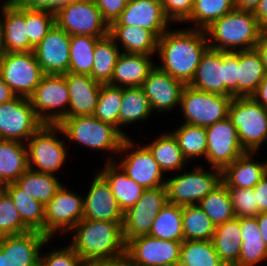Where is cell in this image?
Returning <instances> with one entry per match:
<instances>
[{
  "label": "cell",
  "mask_w": 267,
  "mask_h": 266,
  "mask_svg": "<svg viewBox=\"0 0 267 266\" xmlns=\"http://www.w3.org/2000/svg\"><path fill=\"white\" fill-rule=\"evenodd\" d=\"M256 219H257L259 231L261 233V237L263 238V240L267 246V212L259 213L256 216Z\"/></svg>",
  "instance_id": "cell-61"
},
{
  "label": "cell",
  "mask_w": 267,
  "mask_h": 266,
  "mask_svg": "<svg viewBox=\"0 0 267 266\" xmlns=\"http://www.w3.org/2000/svg\"><path fill=\"white\" fill-rule=\"evenodd\" d=\"M28 168L26 143L0 140V186L15 182Z\"/></svg>",
  "instance_id": "cell-32"
},
{
  "label": "cell",
  "mask_w": 267,
  "mask_h": 266,
  "mask_svg": "<svg viewBox=\"0 0 267 266\" xmlns=\"http://www.w3.org/2000/svg\"><path fill=\"white\" fill-rule=\"evenodd\" d=\"M152 56L154 55L121 51L108 84L119 87H141L156 65Z\"/></svg>",
  "instance_id": "cell-26"
},
{
  "label": "cell",
  "mask_w": 267,
  "mask_h": 266,
  "mask_svg": "<svg viewBox=\"0 0 267 266\" xmlns=\"http://www.w3.org/2000/svg\"><path fill=\"white\" fill-rule=\"evenodd\" d=\"M197 165L189 172L165 177V188L169 203L181 207L198 204L208 193L222 182V170L211 167V171ZM205 168V169H204ZM206 170V171H205Z\"/></svg>",
  "instance_id": "cell-7"
},
{
  "label": "cell",
  "mask_w": 267,
  "mask_h": 266,
  "mask_svg": "<svg viewBox=\"0 0 267 266\" xmlns=\"http://www.w3.org/2000/svg\"><path fill=\"white\" fill-rule=\"evenodd\" d=\"M120 53V48L109 34L100 38L94 48V64L90 76L101 84H108Z\"/></svg>",
  "instance_id": "cell-38"
},
{
  "label": "cell",
  "mask_w": 267,
  "mask_h": 266,
  "mask_svg": "<svg viewBox=\"0 0 267 266\" xmlns=\"http://www.w3.org/2000/svg\"><path fill=\"white\" fill-rule=\"evenodd\" d=\"M3 252L0 250V266H3Z\"/></svg>",
  "instance_id": "cell-63"
},
{
  "label": "cell",
  "mask_w": 267,
  "mask_h": 266,
  "mask_svg": "<svg viewBox=\"0 0 267 266\" xmlns=\"http://www.w3.org/2000/svg\"><path fill=\"white\" fill-rule=\"evenodd\" d=\"M235 217H256L260 213L253 188H228Z\"/></svg>",
  "instance_id": "cell-49"
},
{
  "label": "cell",
  "mask_w": 267,
  "mask_h": 266,
  "mask_svg": "<svg viewBox=\"0 0 267 266\" xmlns=\"http://www.w3.org/2000/svg\"><path fill=\"white\" fill-rule=\"evenodd\" d=\"M234 9V0H194L191 15L184 24L191 23L192 29L205 30L215 20Z\"/></svg>",
  "instance_id": "cell-44"
},
{
  "label": "cell",
  "mask_w": 267,
  "mask_h": 266,
  "mask_svg": "<svg viewBox=\"0 0 267 266\" xmlns=\"http://www.w3.org/2000/svg\"><path fill=\"white\" fill-rule=\"evenodd\" d=\"M123 87L102 84L94 116L119 130V113Z\"/></svg>",
  "instance_id": "cell-46"
},
{
  "label": "cell",
  "mask_w": 267,
  "mask_h": 266,
  "mask_svg": "<svg viewBox=\"0 0 267 266\" xmlns=\"http://www.w3.org/2000/svg\"><path fill=\"white\" fill-rule=\"evenodd\" d=\"M263 32H267V0H260L253 12Z\"/></svg>",
  "instance_id": "cell-56"
},
{
  "label": "cell",
  "mask_w": 267,
  "mask_h": 266,
  "mask_svg": "<svg viewBox=\"0 0 267 266\" xmlns=\"http://www.w3.org/2000/svg\"><path fill=\"white\" fill-rule=\"evenodd\" d=\"M0 29L3 52H32L34 47L27 36L25 7L17 2H4L0 6Z\"/></svg>",
  "instance_id": "cell-23"
},
{
  "label": "cell",
  "mask_w": 267,
  "mask_h": 266,
  "mask_svg": "<svg viewBox=\"0 0 267 266\" xmlns=\"http://www.w3.org/2000/svg\"><path fill=\"white\" fill-rule=\"evenodd\" d=\"M51 241L38 231L0 237L3 266H39L40 252Z\"/></svg>",
  "instance_id": "cell-18"
},
{
  "label": "cell",
  "mask_w": 267,
  "mask_h": 266,
  "mask_svg": "<svg viewBox=\"0 0 267 266\" xmlns=\"http://www.w3.org/2000/svg\"><path fill=\"white\" fill-rule=\"evenodd\" d=\"M0 74L16 96L29 98L45 75L34 52H3Z\"/></svg>",
  "instance_id": "cell-12"
},
{
  "label": "cell",
  "mask_w": 267,
  "mask_h": 266,
  "mask_svg": "<svg viewBox=\"0 0 267 266\" xmlns=\"http://www.w3.org/2000/svg\"><path fill=\"white\" fill-rule=\"evenodd\" d=\"M172 24L160 0H128L125 9L110 26H137L160 38Z\"/></svg>",
  "instance_id": "cell-20"
},
{
  "label": "cell",
  "mask_w": 267,
  "mask_h": 266,
  "mask_svg": "<svg viewBox=\"0 0 267 266\" xmlns=\"http://www.w3.org/2000/svg\"><path fill=\"white\" fill-rule=\"evenodd\" d=\"M185 87L182 81L159 69L156 65L149 72L141 88L149 99L152 111L166 113L180 106Z\"/></svg>",
  "instance_id": "cell-21"
},
{
  "label": "cell",
  "mask_w": 267,
  "mask_h": 266,
  "mask_svg": "<svg viewBox=\"0 0 267 266\" xmlns=\"http://www.w3.org/2000/svg\"><path fill=\"white\" fill-rule=\"evenodd\" d=\"M66 186L62 185L45 205V235L49 239L58 234H70L69 231L83 219L82 195Z\"/></svg>",
  "instance_id": "cell-14"
},
{
  "label": "cell",
  "mask_w": 267,
  "mask_h": 266,
  "mask_svg": "<svg viewBox=\"0 0 267 266\" xmlns=\"http://www.w3.org/2000/svg\"><path fill=\"white\" fill-rule=\"evenodd\" d=\"M241 225V251L236 266H260L267 260V246L261 237L256 217L239 218Z\"/></svg>",
  "instance_id": "cell-30"
},
{
  "label": "cell",
  "mask_w": 267,
  "mask_h": 266,
  "mask_svg": "<svg viewBox=\"0 0 267 266\" xmlns=\"http://www.w3.org/2000/svg\"><path fill=\"white\" fill-rule=\"evenodd\" d=\"M109 35L124 53L155 55L159 38L148 29L137 26H109ZM121 44V45H119Z\"/></svg>",
  "instance_id": "cell-29"
},
{
  "label": "cell",
  "mask_w": 267,
  "mask_h": 266,
  "mask_svg": "<svg viewBox=\"0 0 267 266\" xmlns=\"http://www.w3.org/2000/svg\"><path fill=\"white\" fill-rule=\"evenodd\" d=\"M3 53L2 44H1V29H0V57Z\"/></svg>",
  "instance_id": "cell-64"
},
{
  "label": "cell",
  "mask_w": 267,
  "mask_h": 266,
  "mask_svg": "<svg viewBox=\"0 0 267 266\" xmlns=\"http://www.w3.org/2000/svg\"><path fill=\"white\" fill-rule=\"evenodd\" d=\"M207 135L206 161L210 167L223 170L246 151L240 144L237 130L227 117L205 127Z\"/></svg>",
  "instance_id": "cell-17"
},
{
  "label": "cell",
  "mask_w": 267,
  "mask_h": 266,
  "mask_svg": "<svg viewBox=\"0 0 267 266\" xmlns=\"http://www.w3.org/2000/svg\"><path fill=\"white\" fill-rule=\"evenodd\" d=\"M55 24L71 35L105 37L109 25L103 20L93 0H71L55 12Z\"/></svg>",
  "instance_id": "cell-11"
},
{
  "label": "cell",
  "mask_w": 267,
  "mask_h": 266,
  "mask_svg": "<svg viewBox=\"0 0 267 266\" xmlns=\"http://www.w3.org/2000/svg\"><path fill=\"white\" fill-rule=\"evenodd\" d=\"M59 179L54 174L40 173L28 168L15 183L45 206L62 187L63 183Z\"/></svg>",
  "instance_id": "cell-37"
},
{
  "label": "cell",
  "mask_w": 267,
  "mask_h": 266,
  "mask_svg": "<svg viewBox=\"0 0 267 266\" xmlns=\"http://www.w3.org/2000/svg\"><path fill=\"white\" fill-rule=\"evenodd\" d=\"M228 118L235 126L240 144L246 152H259L267 141V111L251 96L234 97Z\"/></svg>",
  "instance_id": "cell-5"
},
{
  "label": "cell",
  "mask_w": 267,
  "mask_h": 266,
  "mask_svg": "<svg viewBox=\"0 0 267 266\" xmlns=\"http://www.w3.org/2000/svg\"><path fill=\"white\" fill-rule=\"evenodd\" d=\"M29 100L43 124L58 125L67 115L70 100L66 74H45Z\"/></svg>",
  "instance_id": "cell-9"
},
{
  "label": "cell",
  "mask_w": 267,
  "mask_h": 266,
  "mask_svg": "<svg viewBox=\"0 0 267 266\" xmlns=\"http://www.w3.org/2000/svg\"><path fill=\"white\" fill-rule=\"evenodd\" d=\"M212 242L216 253L226 266L238 263L241 251V225L238 217L216 226Z\"/></svg>",
  "instance_id": "cell-31"
},
{
  "label": "cell",
  "mask_w": 267,
  "mask_h": 266,
  "mask_svg": "<svg viewBox=\"0 0 267 266\" xmlns=\"http://www.w3.org/2000/svg\"><path fill=\"white\" fill-rule=\"evenodd\" d=\"M103 20L110 26L125 9L128 0H93Z\"/></svg>",
  "instance_id": "cell-53"
},
{
  "label": "cell",
  "mask_w": 267,
  "mask_h": 266,
  "mask_svg": "<svg viewBox=\"0 0 267 266\" xmlns=\"http://www.w3.org/2000/svg\"><path fill=\"white\" fill-rule=\"evenodd\" d=\"M89 185L87 195L83 197V218L123 222L124 213L106 180L98 173Z\"/></svg>",
  "instance_id": "cell-22"
},
{
  "label": "cell",
  "mask_w": 267,
  "mask_h": 266,
  "mask_svg": "<svg viewBox=\"0 0 267 266\" xmlns=\"http://www.w3.org/2000/svg\"><path fill=\"white\" fill-rule=\"evenodd\" d=\"M198 205L216 226L235 217L228 188L223 182L208 193Z\"/></svg>",
  "instance_id": "cell-45"
},
{
  "label": "cell",
  "mask_w": 267,
  "mask_h": 266,
  "mask_svg": "<svg viewBox=\"0 0 267 266\" xmlns=\"http://www.w3.org/2000/svg\"><path fill=\"white\" fill-rule=\"evenodd\" d=\"M40 252L39 266H86L76 251L68 244L58 250Z\"/></svg>",
  "instance_id": "cell-50"
},
{
  "label": "cell",
  "mask_w": 267,
  "mask_h": 266,
  "mask_svg": "<svg viewBox=\"0 0 267 266\" xmlns=\"http://www.w3.org/2000/svg\"><path fill=\"white\" fill-rule=\"evenodd\" d=\"M251 97L267 111V75Z\"/></svg>",
  "instance_id": "cell-57"
},
{
  "label": "cell",
  "mask_w": 267,
  "mask_h": 266,
  "mask_svg": "<svg viewBox=\"0 0 267 266\" xmlns=\"http://www.w3.org/2000/svg\"><path fill=\"white\" fill-rule=\"evenodd\" d=\"M2 189L10 196L22 222L31 230L45 235V206L30 197L15 182L5 184Z\"/></svg>",
  "instance_id": "cell-33"
},
{
  "label": "cell",
  "mask_w": 267,
  "mask_h": 266,
  "mask_svg": "<svg viewBox=\"0 0 267 266\" xmlns=\"http://www.w3.org/2000/svg\"><path fill=\"white\" fill-rule=\"evenodd\" d=\"M4 2H16L17 0H3Z\"/></svg>",
  "instance_id": "cell-65"
},
{
  "label": "cell",
  "mask_w": 267,
  "mask_h": 266,
  "mask_svg": "<svg viewBox=\"0 0 267 266\" xmlns=\"http://www.w3.org/2000/svg\"><path fill=\"white\" fill-rule=\"evenodd\" d=\"M42 125L29 98L16 96L0 104V140L27 143Z\"/></svg>",
  "instance_id": "cell-13"
},
{
  "label": "cell",
  "mask_w": 267,
  "mask_h": 266,
  "mask_svg": "<svg viewBox=\"0 0 267 266\" xmlns=\"http://www.w3.org/2000/svg\"><path fill=\"white\" fill-rule=\"evenodd\" d=\"M209 48L205 30L181 28L167 30L158 40L160 64L156 66L188 85L202 55Z\"/></svg>",
  "instance_id": "cell-1"
},
{
  "label": "cell",
  "mask_w": 267,
  "mask_h": 266,
  "mask_svg": "<svg viewBox=\"0 0 267 266\" xmlns=\"http://www.w3.org/2000/svg\"><path fill=\"white\" fill-rule=\"evenodd\" d=\"M260 0H234L235 9L254 12Z\"/></svg>",
  "instance_id": "cell-60"
},
{
  "label": "cell",
  "mask_w": 267,
  "mask_h": 266,
  "mask_svg": "<svg viewBox=\"0 0 267 266\" xmlns=\"http://www.w3.org/2000/svg\"><path fill=\"white\" fill-rule=\"evenodd\" d=\"M178 266H226L212 240H183Z\"/></svg>",
  "instance_id": "cell-41"
},
{
  "label": "cell",
  "mask_w": 267,
  "mask_h": 266,
  "mask_svg": "<svg viewBox=\"0 0 267 266\" xmlns=\"http://www.w3.org/2000/svg\"><path fill=\"white\" fill-rule=\"evenodd\" d=\"M254 49L258 52L267 74V32H263Z\"/></svg>",
  "instance_id": "cell-58"
},
{
  "label": "cell",
  "mask_w": 267,
  "mask_h": 266,
  "mask_svg": "<svg viewBox=\"0 0 267 266\" xmlns=\"http://www.w3.org/2000/svg\"><path fill=\"white\" fill-rule=\"evenodd\" d=\"M175 129L170 132L176 138L184 158L188 162L195 161L199 157L206 161L207 135L205 127L181 123Z\"/></svg>",
  "instance_id": "cell-40"
},
{
  "label": "cell",
  "mask_w": 267,
  "mask_h": 266,
  "mask_svg": "<svg viewBox=\"0 0 267 266\" xmlns=\"http://www.w3.org/2000/svg\"><path fill=\"white\" fill-rule=\"evenodd\" d=\"M253 191L256 195V202L258 203L260 213L267 212V174L253 188Z\"/></svg>",
  "instance_id": "cell-55"
},
{
  "label": "cell",
  "mask_w": 267,
  "mask_h": 266,
  "mask_svg": "<svg viewBox=\"0 0 267 266\" xmlns=\"http://www.w3.org/2000/svg\"><path fill=\"white\" fill-rule=\"evenodd\" d=\"M194 0H160L171 23H184L191 15Z\"/></svg>",
  "instance_id": "cell-51"
},
{
  "label": "cell",
  "mask_w": 267,
  "mask_h": 266,
  "mask_svg": "<svg viewBox=\"0 0 267 266\" xmlns=\"http://www.w3.org/2000/svg\"><path fill=\"white\" fill-rule=\"evenodd\" d=\"M182 242L142 235L126 243L125 256L138 266H178Z\"/></svg>",
  "instance_id": "cell-15"
},
{
  "label": "cell",
  "mask_w": 267,
  "mask_h": 266,
  "mask_svg": "<svg viewBox=\"0 0 267 266\" xmlns=\"http://www.w3.org/2000/svg\"><path fill=\"white\" fill-rule=\"evenodd\" d=\"M188 85L225 96V52L208 48Z\"/></svg>",
  "instance_id": "cell-25"
},
{
  "label": "cell",
  "mask_w": 267,
  "mask_h": 266,
  "mask_svg": "<svg viewBox=\"0 0 267 266\" xmlns=\"http://www.w3.org/2000/svg\"><path fill=\"white\" fill-rule=\"evenodd\" d=\"M104 163L105 167L97 173L110 185L112 193L124 213L135 205L146 189L128 177L115 161H105Z\"/></svg>",
  "instance_id": "cell-28"
},
{
  "label": "cell",
  "mask_w": 267,
  "mask_h": 266,
  "mask_svg": "<svg viewBox=\"0 0 267 266\" xmlns=\"http://www.w3.org/2000/svg\"><path fill=\"white\" fill-rule=\"evenodd\" d=\"M216 225L198 204L182 207L184 240H212Z\"/></svg>",
  "instance_id": "cell-42"
},
{
  "label": "cell",
  "mask_w": 267,
  "mask_h": 266,
  "mask_svg": "<svg viewBox=\"0 0 267 266\" xmlns=\"http://www.w3.org/2000/svg\"><path fill=\"white\" fill-rule=\"evenodd\" d=\"M71 0H17L19 5L28 9L46 10L55 13L63 4Z\"/></svg>",
  "instance_id": "cell-54"
},
{
  "label": "cell",
  "mask_w": 267,
  "mask_h": 266,
  "mask_svg": "<svg viewBox=\"0 0 267 266\" xmlns=\"http://www.w3.org/2000/svg\"><path fill=\"white\" fill-rule=\"evenodd\" d=\"M153 113L149 99L141 87H123V96L119 113V131L125 136L128 133L121 127L132 123H139L147 120ZM122 129V130H121Z\"/></svg>",
  "instance_id": "cell-36"
},
{
  "label": "cell",
  "mask_w": 267,
  "mask_h": 266,
  "mask_svg": "<svg viewBox=\"0 0 267 266\" xmlns=\"http://www.w3.org/2000/svg\"><path fill=\"white\" fill-rule=\"evenodd\" d=\"M256 152H246L222 170L227 188H254L267 174V161H255Z\"/></svg>",
  "instance_id": "cell-27"
},
{
  "label": "cell",
  "mask_w": 267,
  "mask_h": 266,
  "mask_svg": "<svg viewBox=\"0 0 267 266\" xmlns=\"http://www.w3.org/2000/svg\"><path fill=\"white\" fill-rule=\"evenodd\" d=\"M103 37L90 35L70 36V63L68 73L90 75L94 64L96 42Z\"/></svg>",
  "instance_id": "cell-43"
},
{
  "label": "cell",
  "mask_w": 267,
  "mask_h": 266,
  "mask_svg": "<svg viewBox=\"0 0 267 266\" xmlns=\"http://www.w3.org/2000/svg\"><path fill=\"white\" fill-rule=\"evenodd\" d=\"M70 100L65 118L93 115L102 84L90 75L66 73Z\"/></svg>",
  "instance_id": "cell-24"
},
{
  "label": "cell",
  "mask_w": 267,
  "mask_h": 266,
  "mask_svg": "<svg viewBox=\"0 0 267 266\" xmlns=\"http://www.w3.org/2000/svg\"><path fill=\"white\" fill-rule=\"evenodd\" d=\"M25 25L29 42L35 48L55 25V13L25 8Z\"/></svg>",
  "instance_id": "cell-48"
},
{
  "label": "cell",
  "mask_w": 267,
  "mask_h": 266,
  "mask_svg": "<svg viewBox=\"0 0 267 266\" xmlns=\"http://www.w3.org/2000/svg\"><path fill=\"white\" fill-rule=\"evenodd\" d=\"M123 222L81 219L69 232V245L86 265H97L125 256Z\"/></svg>",
  "instance_id": "cell-2"
},
{
  "label": "cell",
  "mask_w": 267,
  "mask_h": 266,
  "mask_svg": "<svg viewBox=\"0 0 267 266\" xmlns=\"http://www.w3.org/2000/svg\"><path fill=\"white\" fill-rule=\"evenodd\" d=\"M134 142L132 137L124 139L118 152L120 160L117 157L115 162L128 177L144 189H155L165 186L164 173L153 158L150 150L144 144L139 146V144Z\"/></svg>",
  "instance_id": "cell-10"
},
{
  "label": "cell",
  "mask_w": 267,
  "mask_h": 266,
  "mask_svg": "<svg viewBox=\"0 0 267 266\" xmlns=\"http://www.w3.org/2000/svg\"><path fill=\"white\" fill-rule=\"evenodd\" d=\"M144 145L150 150L164 174L186 170L188 161L184 158L176 138L170 131L160 134Z\"/></svg>",
  "instance_id": "cell-34"
},
{
  "label": "cell",
  "mask_w": 267,
  "mask_h": 266,
  "mask_svg": "<svg viewBox=\"0 0 267 266\" xmlns=\"http://www.w3.org/2000/svg\"><path fill=\"white\" fill-rule=\"evenodd\" d=\"M238 51L225 52V96L238 97Z\"/></svg>",
  "instance_id": "cell-52"
},
{
  "label": "cell",
  "mask_w": 267,
  "mask_h": 266,
  "mask_svg": "<svg viewBox=\"0 0 267 266\" xmlns=\"http://www.w3.org/2000/svg\"><path fill=\"white\" fill-rule=\"evenodd\" d=\"M16 95L11 88L3 81L0 74V104L6 103L14 99Z\"/></svg>",
  "instance_id": "cell-59"
},
{
  "label": "cell",
  "mask_w": 267,
  "mask_h": 266,
  "mask_svg": "<svg viewBox=\"0 0 267 266\" xmlns=\"http://www.w3.org/2000/svg\"><path fill=\"white\" fill-rule=\"evenodd\" d=\"M96 266H138V265L134 264L127 256H123L115 260L99 263Z\"/></svg>",
  "instance_id": "cell-62"
},
{
  "label": "cell",
  "mask_w": 267,
  "mask_h": 266,
  "mask_svg": "<svg viewBox=\"0 0 267 266\" xmlns=\"http://www.w3.org/2000/svg\"><path fill=\"white\" fill-rule=\"evenodd\" d=\"M233 97L198 90L185 85L180 100L184 124L207 127L228 117Z\"/></svg>",
  "instance_id": "cell-8"
},
{
  "label": "cell",
  "mask_w": 267,
  "mask_h": 266,
  "mask_svg": "<svg viewBox=\"0 0 267 266\" xmlns=\"http://www.w3.org/2000/svg\"><path fill=\"white\" fill-rule=\"evenodd\" d=\"M168 202L165 186L146 189L134 206L124 212L123 237L125 243L142 235H149L156 216Z\"/></svg>",
  "instance_id": "cell-16"
},
{
  "label": "cell",
  "mask_w": 267,
  "mask_h": 266,
  "mask_svg": "<svg viewBox=\"0 0 267 266\" xmlns=\"http://www.w3.org/2000/svg\"><path fill=\"white\" fill-rule=\"evenodd\" d=\"M44 74L63 75L69 71L70 35L56 24L33 50Z\"/></svg>",
  "instance_id": "cell-19"
},
{
  "label": "cell",
  "mask_w": 267,
  "mask_h": 266,
  "mask_svg": "<svg viewBox=\"0 0 267 266\" xmlns=\"http://www.w3.org/2000/svg\"><path fill=\"white\" fill-rule=\"evenodd\" d=\"M31 231L23 222L10 196L0 190V237Z\"/></svg>",
  "instance_id": "cell-47"
},
{
  "label": "cell",
  "mask_w": 267,
  "mask_h": 266,
  "mask_svg": "<svg viewBox=\"0 0 267 266\" xmlns=\"http://www.w3.org/2000/svg\"><path fill=\"white\" fill-rule=\"evenodd\" d=\"M66 140L77 142L88 149L108 152L106 162H113L126 138L116 127L97 119L94 115L64 118L58 124ZM111 152V154H110ZM115 158V159H113Z\"/></svg>",
  "instance_id": "cell-4"
},
{
  "label": "cell",
  "mask_w": 267,
  "mask_h": 266,
  "mask_svg": "<svg viewBox=\"0 0 267 266\" xmlns=\"http://www.w3.org/2000/svg\"><path fill=\"white\" fill-rule=\"evenodd\" d=\"M266 75L255 49L238 51V97H250Z\"/></svg>",
  "instance_id": "cell-35"
},
{
  "label": "cell",
  "mask_w": 267,
  "mask_h": 266,
  "mask_svg": "<svg viewBox=\"0 0 267 266\" xmlns=\"http://www.w3.org/2000/svg\"><path fill=\"white\" fill-rule=\"evenodd\" d=\"M209 48L223 52L254 49L263 33L251 11H233L205 29Z\"/></svg>",
  "instance_id": "cell-3"
},
{
  "label": "cell",
  "mask_w": 267,
  "mask_h": 266,
  "mask_svg": "<svg viewBox=\"0 0 267 266\" xmlns=\"http://www.w3.org/2000/svg\"><path fill=\"white\" fill-rule=\"evenodd\" d=\"M63 134L59 125L43 124L26 143L28 152L29 168L48 174H57L69 155L64 137L58 138V134Z\"/></svg>",
  "instance_id": "cell-6"
},
{
  "label": "cell",
  "mask_w": 267,
  "mask_h": 266,
  "mask_svg": "<svg viewBox=\"0 0 267 266\" xmlns=\"http://www.w3.org/2000/svg\"><path fill=\"white\" fill-rule=\"evenodd\" d=\"M149 236L157 239L183 241L182 207L167 202L153 221Z\"/></svg>",
  "instance_id": "cell-39"
}]
</instances>
